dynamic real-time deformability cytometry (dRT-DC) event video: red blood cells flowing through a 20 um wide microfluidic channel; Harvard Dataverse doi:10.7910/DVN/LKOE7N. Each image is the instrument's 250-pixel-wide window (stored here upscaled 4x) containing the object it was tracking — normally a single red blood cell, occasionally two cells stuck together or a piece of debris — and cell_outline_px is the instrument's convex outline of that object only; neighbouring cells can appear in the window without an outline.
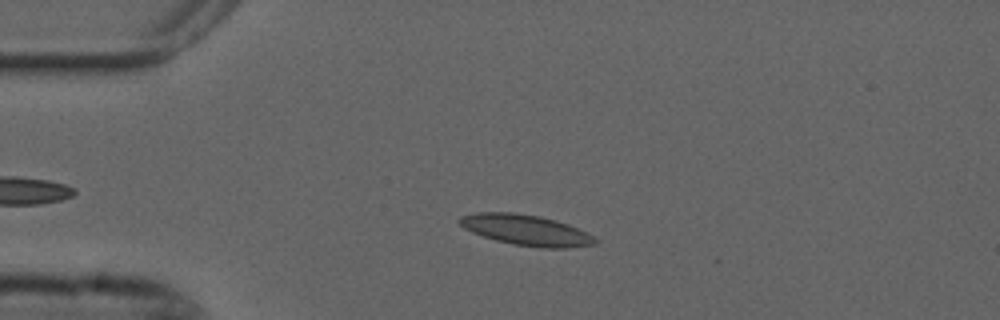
{"species": "common noctule bat (a hibernating species)", "species_latin": "Nyctalus noctula", "temperature_condition": "cold", "stored_images_in_passage": 49, "camera_frame_rate_fps": 3000, "um_per_image_px": 0.085, "animal": {"sex": "male", "forearm_length_mm": 52.5}, "frame": {"image": 1, "passage_image": 11, "time_ms": 3.333, "image_size_px": [1000, 320], "cell_outline_px": [[596, 244], [564, 248], [540, 248], [512, 244], [496, 240], [472, 232], [464, 228], [456, 220], [460, 216], [476, 212], [512, 212], [540, 216], [556, 220], [568, 224], [592, 236], [596, 240]], "centroid_in_image_um": [44.66, 19.55], "position_along_channel_um": 40.3, "area_um2": 24.1}}
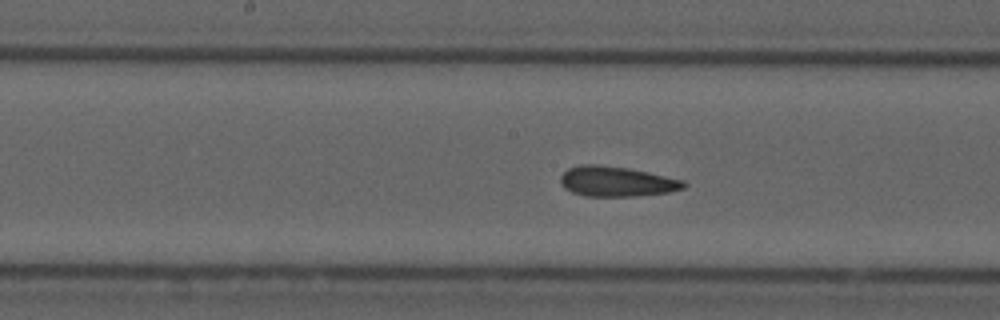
{"frame": {"image": 2, "passage_image": 26, "time_ms": 8.333, "image_size_px": [1000, 320], "cell_outline_px": [[688, 184], [684, 188], [668, 192], [636, 196], [584, 196], [572, 192], [564, 188], [560, 184], [560, 176], [568, 168], [580, 164], [596, 164], [628, 168], [648, 172], [684, 180]], "centroid_in_image_um": [52.39, 15.42], "position_along_channel_um": 195.8, "area_um2": 21.73}}
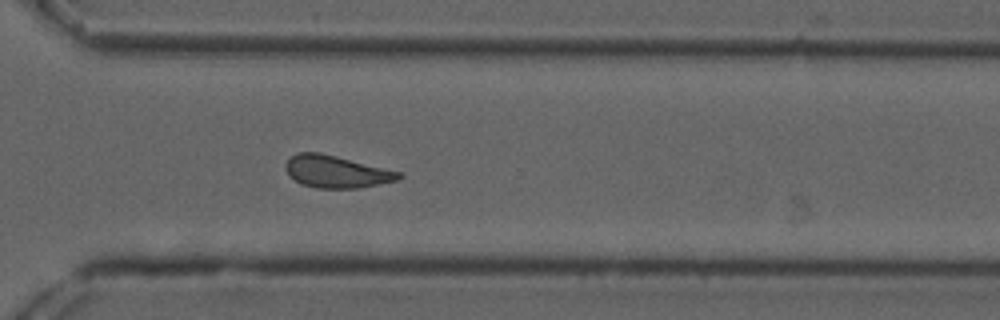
{"frame": {"image": 3, "passage_image": 38, "time_ms": 12.333, "image_size_px": [1000, 320], "cell_outline_px": [[404, 176], [396, 180], [360, 188], [316, 188], [300, 184], [284, 168], [284, 164], [296, 152], [320, 152], [404, 172]], "centroid_in_image_um": [28.62, 14.58], "position_along_channel_um": 342.0, "area_um2": 21.39}, "authors_computed_cell_mechanics": {"area_um2": 21.386, "velocity_mm_per_s": 3.6578, "shape_relaxation_time_tau1_ms": null, "shape_relaxation_time_tau2_ms": 2.7775, "deformation_change_tau1": null, "deformation_change_tau2": 0.1036}}